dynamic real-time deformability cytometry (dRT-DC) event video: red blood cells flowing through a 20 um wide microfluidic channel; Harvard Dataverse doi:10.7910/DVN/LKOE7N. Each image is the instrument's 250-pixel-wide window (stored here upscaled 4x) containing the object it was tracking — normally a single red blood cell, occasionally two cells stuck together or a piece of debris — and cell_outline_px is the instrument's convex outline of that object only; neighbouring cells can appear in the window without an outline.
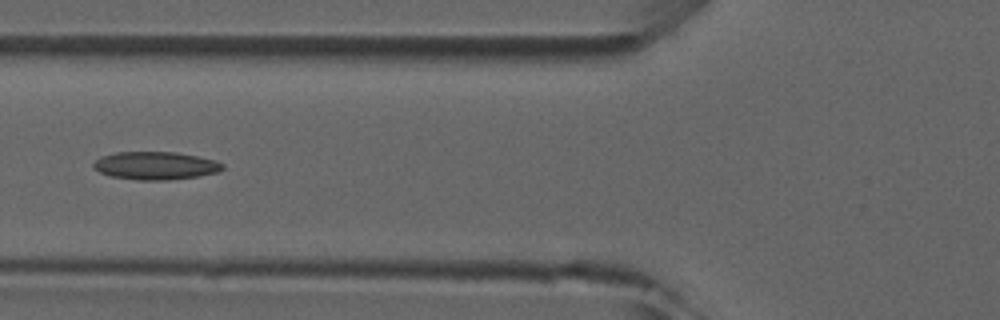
{"species": "common noctule bat (a hibernating species)", "species_latin": "Nyctalus noctula", "temperature_condition": "room temperature", "stored_images_in_passage": 3, "camera_frame_rate_fps": 3000, "um_per_image_px": 0.085, "animal": {"sex": "male", "forearm_length_mm": 52.5}, "frame": {"image": 1, "passage_image": 3, "time_ms": 2.333, "image_size_px": [1000, 320], "cell_outline_px": [[224, 168], [220, 172], [200, 176], [168, 180], [136, 180], [112, 176], [100, 172], [92, 168], [92, 164], [100, 156], [116, 152], [176, 152], [216, 160], [224, 164]], "centroid_in_image_um": [13.23, 14.08], "position_along_channel_um": 112.6, "area_um2": 21.21}}